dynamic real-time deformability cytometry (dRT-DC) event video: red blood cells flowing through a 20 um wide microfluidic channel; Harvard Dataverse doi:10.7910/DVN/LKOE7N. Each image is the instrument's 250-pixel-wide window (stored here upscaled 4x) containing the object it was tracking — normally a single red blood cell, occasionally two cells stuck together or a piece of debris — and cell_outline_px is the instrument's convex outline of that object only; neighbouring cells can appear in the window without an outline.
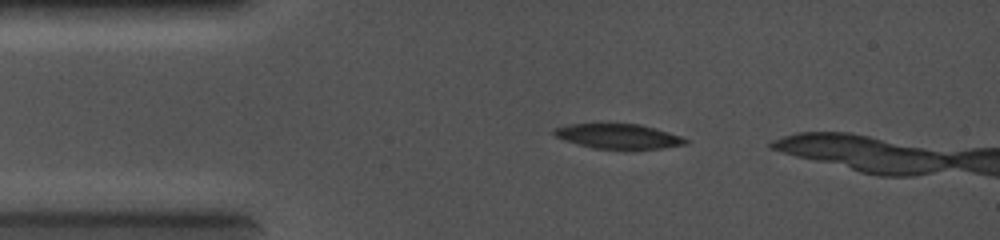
{"species": "common noctule bat (a hibernating species)", "species_latin": "Nyctalus noctula", "temperature_condition": "cold", "stored_images_in_passage": 29, "camera_frame_rate_fps": 5000, "um_per_image_px": 0.085, "animal": {"sex": "female", "body_mass_g": 19.0, "forearm_length_mm": 56.7}, "frame": {"image": 1, "passage_image": 6, "time_ms": 1.8, "image_size_px": [1000, 240], "cell_outline_px": [[692, 140], [688, 144], [660, 148], [592, 148], [564, 140], [556, 136], [552, 132], [556, 128], [568, 124], [640, 124], [656, 128]], "centroid_in_image_um": [52.6, 11.57], "position_along_channel_um": 32.4, "area_um2": 18.73}}
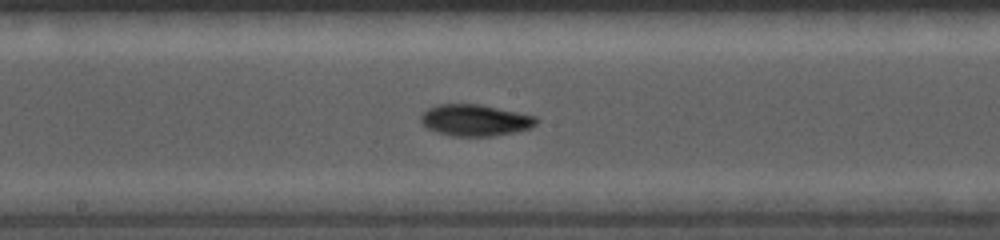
{"frame": {"image": 2, "passage_image": 18, "time_ms": 6.2, "image_size_px": [1000, 240], "cell_outline_px": [[540, 120], [532, 128], [492, 136], [452, 136], [428, 128], [420, 120], [420, 116], [428, 108], [436, 104], [480, 104], [536, 116]], "centroid_in_image_um": [40.41, 10.21], "position_along_channel_um": 207.8, "area_um2": 21.1}}
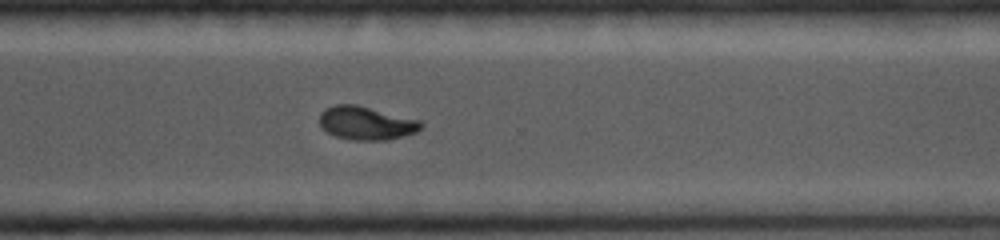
{"frame": {"image": 3, "passage_image": 26, "time_ms": 9.0, "image_size_px": [1000, 240], "cell_outline_px": [[424, 124], [416, 132], [404, 136], [388, 140], [352, 140], [336, 136], [328, 132], [320, 124], [320, 112], [324, 108], [336, 104], [356, 104], [420, 120]], "centroid_in_image_um": [31.13, 10.46], "position_along_channel_um": 339.5, "area_um2": 19.77}}